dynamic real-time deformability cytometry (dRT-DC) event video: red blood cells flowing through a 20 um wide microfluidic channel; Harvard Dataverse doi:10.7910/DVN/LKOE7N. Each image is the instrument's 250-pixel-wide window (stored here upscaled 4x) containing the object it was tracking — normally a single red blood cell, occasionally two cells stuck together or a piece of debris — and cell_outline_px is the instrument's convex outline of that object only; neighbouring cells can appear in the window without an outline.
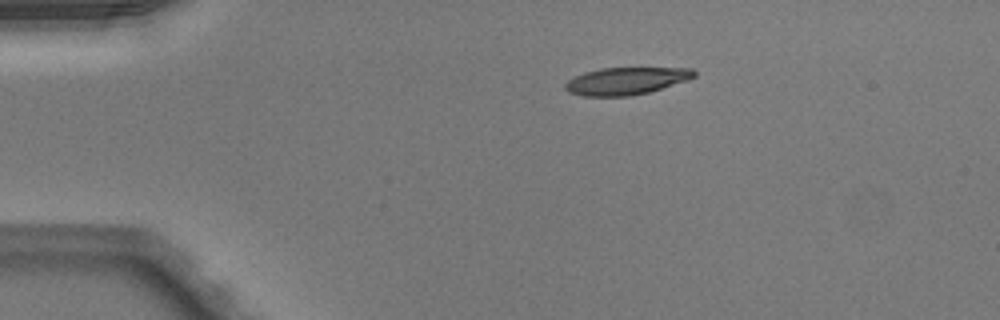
{"species": "Egyptian fruit bat (a non-hibernating species)", "species_latin": "Rousettus aegyptiacus", "temperature_condition": "warm", "stored_images_in_passage": 41, "camera_frame_rate_fps": 3000, "um_per_image_px": 0.085, "animal": {"sex": "male"}, "frame": {"image": 1, "passage_image": 1, "time_ms": 0.0, "image_size_px": [1000, 320], "cell_outline_px": [[696, 76], [688, 80], [648, 92], [628, 96], [580, 96], [568, 92], [564, 88], [564, 84], [568, 80], [584, 72], [600, 68], [692, 68], [696, 72]], "centroid_in_image_um": [53.2, 6.88], "position_along_channel_um": 31.8, "area_um2": 20.52}}
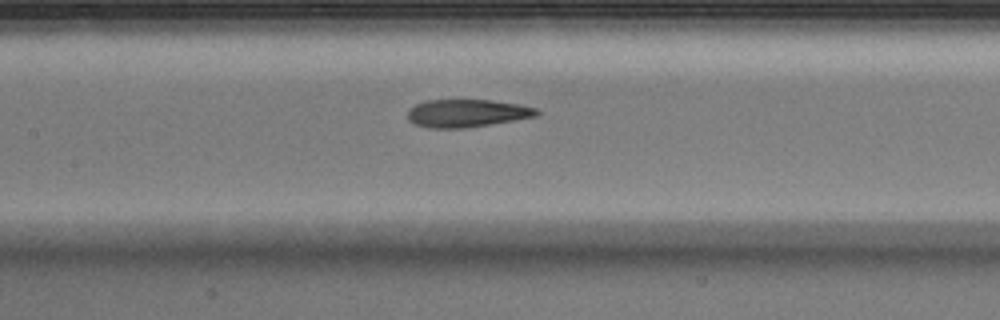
{"frame": {"image": 2, "passage_image": 15, "time_ms": 4.667, "image_size_px": [1000, 320], "cell_outline_px": [[540, 112], [536, 116], [464, 128], [428, 128], [416, 124], [408, 120], [408, 108], [416, 104], [428, 100], [488, 100], [520, 104], [536, 108]], "centroid_in_image_um": [39.65, 9.62], "position_along_channel_um": 167.7, "area_um2": 20.69}}
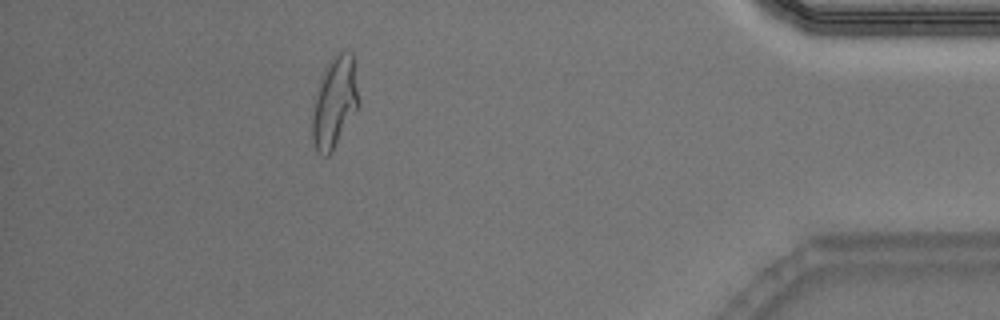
{"frame": {"image": 3, "passage_image": 36, "time_ms": 11.667, "image_size_px": [1000, 320], "cell_outline_px": [[360, 104], [332, 152], [328, 156], [324, 156], [316, 152], [312, 140], [312, 108], [316, 92], [324, 68], [336, 52], [344, 48], [352, 52]], "centroid_in_image_um": [28.43, 8.68], "position_along_channel_um": 406.8, "area_um2": 24.97}, "authors_computed_cell_mechanics": {"area_um2": 21.8484, "velocity_mm_per_s": 4.0659, "shape_relaxation_time_tau1_ms": null, "shape_relaxation_time_tau2_ms": 1.6901, "deformation_change_tau1": null, "deformation_change_tau2": 0.0945}}